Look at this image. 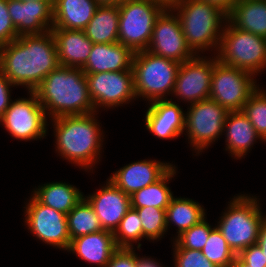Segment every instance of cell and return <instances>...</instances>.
<instances>
[{
	"mask_svg": "<svg viewBox=\"0 0 266 267\" xmlns=\"http://www.w3.org/2000/svg\"><path fill=\"white\" fill-rule=\"evenodd\" d=\"M137 210L143 228V239L148 241H160L167 234L165 209L145 206L134 208Z\"/></svg>",
	"mask_w": 266,
	"mask_h": 267,
	"instance_id": "cell-32",
	"label": "cell"
},
{
	"mask_svg": "<svg viewBox=\"0 0 266 267\" xmlns=\"http://www.w3.org/2000/svg\"><path fill=\"white\" fill-rule=\"evenodd\" d=\"M95 112L115 109L136 101L133 71L85 74Z\"/></svg>",
	"mask_w": 266,
	"mask_h": 267,
	"instance_id": "cell-13",
	"label": "cell"
},
{
	"mask_svg": "<svg viewBox=\"0 0 266 267\" xmlns=\"http://www.w3.org/2000/svg\"><path fill=\"white\" fill-rule=\"evenodd\" d=\"M84 198L94 209L103 230L115 232L122 218L131 208L130 196L108 178L100 189Z\"/></svg>",
	"mask_w": 266,
	"mask_h": 267,
	"instance_id": "cell-16",
	"label": "cell"
},
{
	"mask_svg": "<svg viewBox=\"0 0 266 267\" xmlns=\"http://www.w3.org/2000/svg\"><path fill=\"white\" fill-rule=\"evenodd\" d=\"M242 112L250 120L256 132L266 143V90L258 88L250 95L244 104Z\"/></svg>",
	"mask_w": 266,
	"mask_h": 267,
	"instance_id": "cell-34",
	"label": "cell"
},
{
	"mask_svg": "<svg viewBox=\"0 0 266 267\" xmlns=\"http://www.w3.org/2000/svg\"><path fill=\"white\" fill-rule=\"evenodd\" d=\"M254 75L239 68L221 63L214 55L209 99L216 101L228 112L242 111L250 95L259 84Z\"/></svg>",
	"mask_w": 266,
	"mask_h": 267,
	"instance_id": "cell-10",
	"label": "cell"
},
{
	"mask_svg": "<svg viewBox=\"0 0 266 267\" xmlns=\"http://www.w3.org/2000/svg\"><path fill=\"white\" fill-rule=\"evenodd\" d=\"M174 165L157 159H144L126 164L109 176L118 188L131 196L136 191L161 179Z\"/></svg>",
	"mask_w": 266,
	"mask_h": 267,
	"instance_id": "cell-19",
	"label": "cell"
},
{
	"mask_svg": "<svg viewBox=\"0 0 266 267\" xmlns=\"http://www.w3.org/2000/svg\"><path fill=\"white\" fill-rule=\"evenodd\" d=\"M14 86L0 70V119L12 102L11 93Z\"/></svg>",
	"mask_w": 266,
	"mask_h": 267,
	"instance_id": "cell-40",
	"label": "cell"
},
{
	"mask_svg": "<svg viewBox=\"0 0 266 267\" xmlns=\"http://www.w3.org/2000/svg\"><path fill=\"white\" fill-rule=\"evenodd\" d=\"M32 195L42 204L68 214L84 197V193L67 182H48L31 191Z\"/></svg>",
	"mask_w": 266,
	"mask_h": 267,
	"instance_id": "cell-25",
	"label": "cell"
},
{
	"mask_svg": "<svg viewBox=\"0 0 266 267\" xmlns=\"http://www.w3.org/2000/svg\"><path fill=\"white\" fill-rule=\"evenodd\" d=\"M54 1L7 0L8 13L17 34H43L53 26Z\"/></svg>",
	"mask_w": 266,
	"mask_h": 267,
	"instance_id": "cell-17",
	"label": "cell"
},
{
	"mask_svg": "<svg viewBox=\"0 0 266 267\" xmlns=\"http://www.w3.org/2000/svg\"><path fill=\"white\" fill-rule=\"evenodd\" d=\"M165 211L167 232L172 225L176 226V236L174 235L171 242L182 232L198 224L207 215L205 207L198 201L177 196L171 198Z\"/></svg>",
	"mask_w": 266,
	"mask_h": 267,
	"instance_id": "cell-27",
	"label": "cell"
},
{
	"mask_svg": "<svg viewBox=\"0 0 266 267\" xmlns=\"http://www.w3.org/2000/svg\"><path fill=\"white\" fill-rule=\"evenodd\" d=\"M118 8V42L133 53L147 50L155 22L167 7L156 0H124Z\"/></svg>",
	"mask_w": 266,
	"mask_h": 267,
	"instance_id": "cell-8",
	"label": "cell"
},
{
	"mask_svg": "<svg viewBox=\"0 0 266 267\" xmlns=\"http://www.w3.org/2000/svg\"><path fill=\"white\" fill-rule=\"evenodd\" d=\"M174 98L148 103L144 126L156 138L174 140L184 134L185 112Z\"/></svg>",
	"mask_w": 266,
	"mask_h": 267,
	"instance_id": "cell-18",
	"label": "cell"
},
{
	"mask_svg": "<svg viewBox=\"0 0 266 267\" xmlns=\"http://www.w3.org/2000/svg\"><path fill=\"white\" fill-rule=\"evenodd\" d=\"M34 92L49 119L95 112L81 68L59 66L43 79Z\"/></svg>",
	"mask_w": 266,
	"mask_h": 267,
	"instance_id": "cell-3",
	"label": "cell"
},
{
	"mask_svg": "<svg viewBox=\"0 0 266 267\" xmlns=\"http://www.w3.org/2000/svg\"><path fill=\"white\" fill-rule=\"evenodd\" d=\"M216 226L209 224L207 216L198 224L182 232L173 240L172 248H187L201 251L207 242L210 232Z\"/></svg>",
	"mask_w": 266,
	"mask_h": 267,
	"instance_id": "cell-35",
	"label": "cell"
},
{
	"mask_svg": "<svg viewBox=\"0 0 266 267\" xmlns=\"http://www.w3.org/2000/svg\"><path fill=\"white\" fill-rule=\"evenodd\" d=\"M237 195V196H236ZM228 201L215 225L235 255L257 244L262 221L260 198L252 194H236Z\"/></svg>",
	"mask_w": 266,
	"mask_h": 267,
	"instance_id": "cell-5",
	"label": "cell"
},
{
	"mask_svg": "<svg viewBox=\"0 0 266 267\" xmlns=\"http://www.w3.org/2000/svg\"><path fill=\"white\" fill-rule=\"evenodd\" d=\"M238 255L251 267H266V257L258 244L250 245Z\"/></svg>",
	"mask_w": 266,
	"mask_h": 267,
	"instance_id": "cell-39",
	"label": "cell"
},
{
	"mask_svg": "<svg viewBox=\"0 0 266 267\" xmlns=\"http://www.w3.org/2000/svg\"><path fill=\"white\" fill-rule=\"evenodd\" d=\"M98 5L119 6L124 0H95Z\"/></svg>",
	"mask_w": 266,
	"mask_h": 267,
	"instance_id": "cell-44",
	"label": "cell"
},
{
	"mask_svg": "<svg viewBox=\"0 0 266 267\" xmlns=\"http://www.w3.org/2000/svg\"><path fill=\"white\" fill-rule=\"evenodd\" d=\"M228 20L240 30L266 38V0H236Z\"/></svg>",
	"mask_w": 266,
	"mask_h": 267,
	"instance_id": "cell-26",
	"label": "cell"
},
{
	"mask_svg": "<svg viewBox=\"0 0 266 267\" xmlns=\"http://www.w3.org/2000/svg\"><path fill=\"white\" fill-rule=\"evenodd\" d=\"M147 51L180 64L195 56L186 43L178 16L170 7L157 18Z\"/></svg>",
	"mask_w": 266,
	"mask_h": 267,
	"instance_id": "cell-15",
	"label": "cell"
},
{
	"mask_svg": "<svg viewBox=\"0 0 266 267\" xmlns=\"http://www.w3.org/2000/svg\"><path fill=\"white\" fill-rule=\"evenodd\" d=\"M98 113L61 116L50 119L55 137L54 148L60 158L94 173V168L102 159L104 135ZM92 171V172H91Z\"/></svg>",
	"mask_w": 266,
	"mask_h": 267,
	"instance_id": "cell-2",
	"label": "cell"
},
{
	"mask_svg": "<svg viewBox=\"0 0 266 267\" xmlns=\"http://www.w3.org/2000/svg\"><path fill=\"white\" fill-rule=\"evenodd\" d=\"M113 234L118 248H135L137 244L136 249L141 251L143 228L136 209L131 207L128 210Z\"/></svg>",
	"mask_w": 266,
	"mask_h": 267,
	"instance_id": "cell-31",
	"label": "cell"
},
{
	"mask_svg": "<svg viewBox=\"0 0 266 267\" xmlns=\"http://www.w3.org/2000/svg\"><path fill=\"white\" fill-rule=\"evenodd\" d=\"M178 16L186 43L195 55H216L228 14L201 0H181L170 7Z\"/></svg>",
	"mask_w": 266,
	"mask_h": 267,
	"instance_id": "cell-4",
	"label": "cell"
},
{
	"mask_svg": "<svg viewBox=\"0 0 266 267\" xmlns=\"http://www.w3.org/2000/svg\"><path fill=\"white\" fill-rule=\"evenodd\" d=\"M67 224L71 240L103 230L94 209L84 197L67 214Z\"/></svg>",
	"mask_w": 266,
	"mask_h": 267,
	"instance_id": "cell-30",
	"label": "cell"
},
{
	"mask_svg": "<svg viewBox=\"0 0 266 267\" xmlns=\"http://www.w3.org/2000/svg\"><path fill=\"white\" fill-rule=\"evenodd\" d=\"M257 244L260 246V248L264 252V256L266 257V216L262 221Z\"/></svg>",
	"mask_w": 266,
	"mask_h": 267,
	"instance_id": "cell-43",
	"label": "cell"
},
{
	"mask_svg": "<svg viewBox=\"0 0 266 267\" xmlns=\"http://www.w3.org/2000/svg\"><path fill=\"white\" fill-rule=\"evenodd\" d=\"M136 248H118L106 267H137L138 253Z\"/></svg>",
	"mask_w": 266,
	"mask_h": 267,
	"instance_id": "cell-38",
	"label": "cell"
},
{
	"mask_svg": "<svg viewBox=\"0 0 266 267\" xmlns=\"http://www.w3.org/2000/svg\"><path fill=\"white\" fill-rule=\"evenodd\" d=\"M118 24V6L99 5L84 31L95 44L117 43Z\"/></svg>",
	"mask_w": 266,
	"mask_h": 267,
	"instance_id": "cell-28",
	"label": "cell"
},
{
	"mask_svg": "<svg viewBox=\"0 0 266 267\" xmlns=\"http://www.w3.org/2000/svg\"><path fill=\"white\" fill-rule=\"evenodd\" d=\"M117 249L113 232L101 230L72 239L67 252L92 266L106 267Z\"/></svg>",
	"mask_w": 266,
	"mask_h": 267,
	"instance_id": "cell-23",
	"label": "cell"
},
{
	"mask_svg": "<svg viewBox=\"0 0 266 267\" xmlns=\"http://www.w3.org/2000/svg\"><path fill=\"white\" fill-rule=\"evenodd\" d=\"M98 6L95 0H54L52 28L84 30Z\"/></svg>",
	"mask_w": 266,
	"mask_h": 267,
	"instance_id": "cell-24",
	"label": "cell"
},
{
	"mask_svg": "<svg viewBox=\"0 0 266 267\" xmlns=\"http://www.w3.org/2000/svg\"><path fill=\"white\" fill-rule=\"evenodd\" d=\"M134 53L123 44H93L86 64L81 68L85 74L132 71Z\"/></svg>",
	"mask_w": 266,
	"mask_h": 267,
	"instance_id": "cell-21",
	"label": "cell"
},
{
	"mask_svg": "<svg viewBox=\"0 0 266 267\" xmlns=\"http://www.w3.org/2000/svg\"><path fill=\"white\" fill-rule=\"evenodd\" d=\"M225 151L240 160L250 152L257 140L264 141L242 111L229 112L224 122Z\"/></svg>",
	"mask_w": 266,
	"mask_h": 267,
	"instance_id": "cell-20",
	"label": "cell"
},
{
	"mask_svg": "<svg viewBox=\"0 0 266 267\" xmlns=\"http://www.w3.org/2000/svg\"><path fill=\"white\" fill-rule=\"evenodd\" d=\"M137 267H165L160 261H157L154 257L151 256H140L138 254Z\"/></svg>",
	"mask_w": 266,
	"mask_h": 267,
	"instance_id": "cell-41",
	"label": "cell"
},
{
	"mask_svg": "<svg viewBox=\"0 0 266 267\" xmlns=\"http://www.w3.org/2000/svg\"><path fill=\"white\" fill-rule=\"evenodd\" d=\"M179 67L180 63L147 50L134 53L132 71L136 98L148 103L169 99Z\"/></svg>",
	"mask_w": 266,
	"mask_h": 267,
	"instance_id": "cell-6",
	"label": "cell"
},
{
	"mask_svg": "<svg viewBox=\"0 0 266 267\" xmlns=\"http://www.w3.org/2000/svg\"><path fill=\"white\" fill-rule=\"evenodd\" d=\"M26 98L12 100L0 119V124L14 139L20 141L42 140L48 134V118L34 91Z\"/></svg>",
	"mask_w": 266,
	"mask_h": 267,
	"instance_id": "cell-11",
	"label": "cell"
},
{
	"mask_svg": "<svg viewBox=\"0 0 266 267\" xmlns=\"http://www.w3.org/2000/svg\"><path fill=\"white\" fill-rule=\"evenodd\" d=\"M214 55H195L180 64L171 96L187 105L209 99Z\"/></svg>",
	"mask_w": 266,
	"mask_h": 267,
	"instance_id": "cell-14",
	"label": "cell"
},
{
	"mask_svg": "<svg viewBox=\"0 0 266 267\" xmlns=\"http://www.w3.org/2000/svg\"><path fill=\"white\" fill-rule=\"evenodd\" d=\"M58 62L63 67L82 68L91 53L93 42L84 30L52 28Z\"/></svg>",
	"mask_w": 266,
	"mask_h": 267,
	"instance_id": "cell-22",
	"label": "cell"
},
{
	"mask_svg": "<svg viewBox=\"0 0 266 267\" xmlns=\"http://www.w3.org/2000/svg\"><path fill=\"white\" fill-rule=\"evenodd\" d=\"M21 1H54V0H21Z\"/></svg>",
	"mask_w": 266,
	"mask_h": 267,
	"instance_id": "cell-47",
	"label": "cell"
},
{
	"mask_svg": "<svg viewBox=\"0 0 266 267\" xmlns=\"http://www.w3.org/2000/svg\"><path fill=\"white\" fill-rule=\"evenodd\" d=\"M17 37L19 35L8 13L7 0H0V48Z\"/></svg>",
	"mask_w": 266,
	"mask_h": 267,
	"instance_id": "cell-37",
	"label": "cell"
},
{
	"mask_svg": "<svg viewBox=\"0 0 266 267\" xmlns=\"http://www.w3.org/2000/svg\"><path fill=\"white\" fill-rule=\"evenodd\" d=\"M173 267H217L210 262L202 251L187 248H172Z\"/></svg>",
	"mask_w": 266,
	"mask_h": 267,
	"instance_id": "cell-36",
	"label": "cell"
},
{
	"mask_svg": "<svg viewBox=\"0 0 266 267\" xmlns=\"http://www.w3.org/2000/svg\"><path fill=\"white\" fill-rule=\"evenodd\" d=\"M60 66L53 34L21 35L0 48V70L14 85L34 91Z\"/></svg>",
	"mask_w": 266,
	"mask_h": 267,
	"instance_id": "cell-1",
	"label": "cell"
},
{
	"mask_svg": "<svg viewBox=\"0 0 266 267\" xmlns=\"http://www.w3.org/2000/svg\"><path fill=\"white\" fill-rule=\"evenodd\" d=\"M156 1L164 4L166 7H171L172 5L176 4L181 0H156Z\"/></svg>",
	"mask_w": 266,
	"mask_h": 267,
	"instance_id": "cell-46",
	"label": "cell"
},
{
	"mask_svg": "<svg viewBox=\"0 0 266 267\" xmlns=\"http://www.w3.org/2000/svg\"><path fill=\"white\" fill-rule=\"evenodd\" d=\"M209 4L216 5L218 8L229 14L236 0H201Z\"/></svg>",
	"mask_w": 266,
	"mask_h": 267,
	"instance_id": "cell-42",
	"label": "cell"
},
{
	"mask_svg": "<svg viewBox=\"0 0 266 267\" xmlns=\"http://www.w3.org/2000/svg\"><path fill=\"white\" fill-rule=\"evenodd\" d=\"M26 202L23 207L25 228L35 239L67 253L71 243L67 215L40 203L32 194Z\"/></svg>",
	"mask_w": 266,
	"mask_h": 267,
	"instance_id": "cell-12",
	"label": "cell"
},
{
	"mask_svg": "<svg viewBox=\"0 0 266 267\" xmlns=\"http://www.w3.org/2000/svg\"><path fill=\"white\" fill-rule=\"evenodd\" d=\"M187 107L184 136H187L188 144L198 156L223 136L224 122L229 112L212 99L192 103Z\"/></svg>",
	"mask_w": 266,
	"mask_h": 267,
	"instance_id": "cell-9",
	"label": "cell"
},
{
	"mask_svg": "<svg viewBox=\"0 0 266 267\" xmlns=\"http://www.w3.org/2000/svg\"><path fill=\"white\" fill-rule=\"evenodd\" d=\"M176 168L177 166L174 164V166L157 182L133 193L130 196L131 207L142 208L145 206H153L166 210L171 198L174 196L168 184L176 177L178 172Z\"/></svg>",
	"mask_w": 266,
	"mask_h": 267,
	"instance_id": "cell-29",
	"label": "cell"
},
{
	"mask_svg": "<svg viewBox=\"0 0 266 267\" xmlns=\"http://www.w3.org/2000/svg\"><path fill=\"white\" fill-rule=\"evenodd\" d=\"M216 56L225 65L259 76L266 70V38L240 30L228 20Z\"/></svg>",
	"mask_w": 266,
	"mask_h": 267,
	"instance_id": "cell-7",
	"label": "cell"
},
{
	"mask_svg": "<svg viewBox=\"0 0 266 267\" xmlns=\"http://www.w3.org/2000/svg\"><path fill=\"white\" fill-rule=\"evenodd\" d=\"M231 267H251V266L248 265L239 255H236Z\"/></svg>",
	"mask_w": 266,
	"mask_h": 267,
	"instance_id": "cell-45",
	"label": "cell"
},
{
	"mask_svg": "<svg viewBox=\"0 0 266 267\" xmlns=\"http://www.w3.org/2000/svg\"><path fill=\"white\" fill-rule=\"evenodd\" d=\"M201 251L217 267H231L236 256L217 227L210 232Z\"/></svg>",
	"mask_w": 266,
	"mask_h": 267,
	"instance_id": "cell-33",
	"label": "cell"
}]
</instances>
